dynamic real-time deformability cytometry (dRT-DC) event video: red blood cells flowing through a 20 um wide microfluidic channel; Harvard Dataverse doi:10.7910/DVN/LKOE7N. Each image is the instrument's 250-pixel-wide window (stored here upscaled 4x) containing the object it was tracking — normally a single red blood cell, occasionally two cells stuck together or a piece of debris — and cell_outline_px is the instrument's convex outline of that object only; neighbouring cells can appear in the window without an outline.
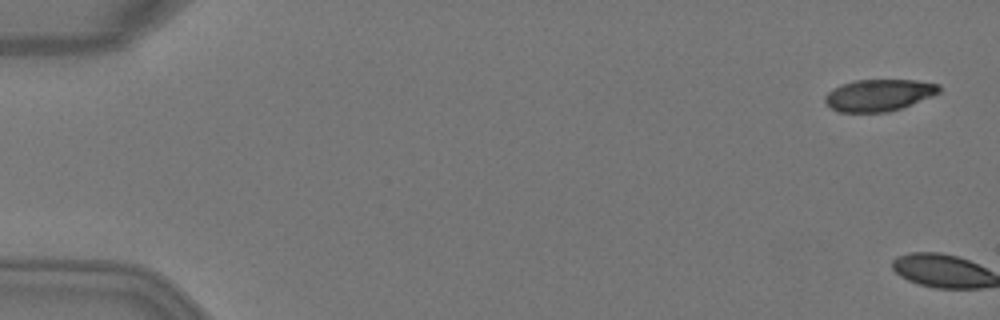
{"species": "Egyptian fruit bat (a non-hibernating species)", "species_latin": "Rousettus aegyptiacus", "temperature_condition": "warm", "stored_images_in_passage": 5, "camera_frame_rate_fps": 3000, "um_per_image_px": 0.085, "animal": {"sex": "female"}, "frame": {"image": 1, "passage_image": 1, "time_ms": 0.0, "image_size_px": [1000, 320], "cell_outline_px": [[940, 92], [932, 96], [900, 108], [888, 112], [836, 112], [824, 100], [824, 96], [832, 88], [840, 84], [856, 80], [916, 80], [940, 84]], "centroid_in_image_um": [74.68, 8.08], "position_along_channel_um": 10.3, "area_um2": 21.15}}